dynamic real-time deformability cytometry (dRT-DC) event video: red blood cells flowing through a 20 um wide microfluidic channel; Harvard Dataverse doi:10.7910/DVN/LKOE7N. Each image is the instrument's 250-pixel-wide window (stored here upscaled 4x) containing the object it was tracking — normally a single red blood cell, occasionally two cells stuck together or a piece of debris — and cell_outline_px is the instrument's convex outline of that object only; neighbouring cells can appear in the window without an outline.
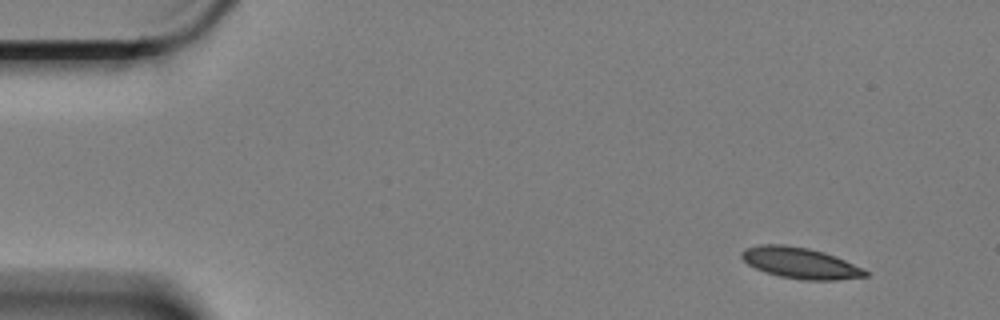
{"species": "Egyptian fruit bat (a non-hibernating species)", "species_latin": "Rousettus aegyptiacus", "temperature_condition": "cold", "stored_images_in_passage": 7, "camera_frame_rate_fps": 3000, "um_per_image_px": 0.085, "animal": {"sex": "female"}, "frame": {"image": 1, "passage_image": 1, "time_ms": 0.0, "image_size_px": [1000, 320], "cell_outline_px": [[868, 276], [836, 280], [804, 280], [780, 276], [764, 272], [748, 264], [740, 256], [740, 252], [744, 248], [760, 244], [784, 244], [808, 248], [824, 252], [836, 256], [868, 272]], "centroid_in_image_um": [67.97, 22.34], "position_along_channel_um": 17.0, "area_um2": 22.31}}
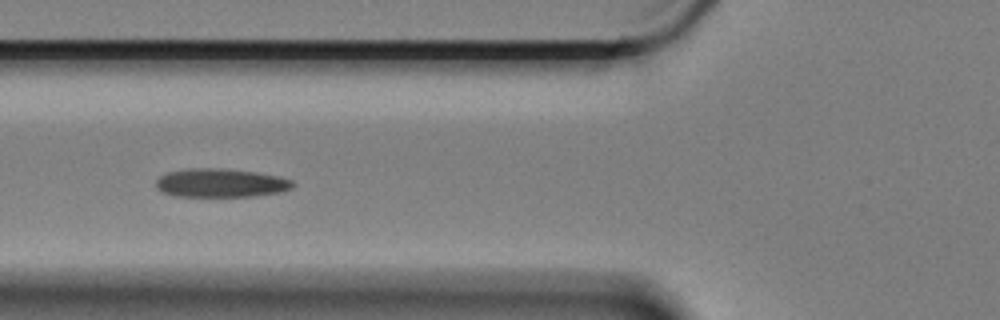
{"frame": {"image": 2, "passage_image": 6, "time_ms": 1.667, "image_size_px": [1000, 320], "cell_outline_px": [[296, 184], [292, 188], [284, 192], [252, 196], [172, 196], [160, 192], [156, 188], [156, 180], [160, 176], [168, 172], [188, 168], [224, 168], [256, 172], [280, 176], [292, 180]], "centroid_in_image_um": [18.78, 15.55], "position_along_channel_um": 107.0, "area_um2": 23.18}}
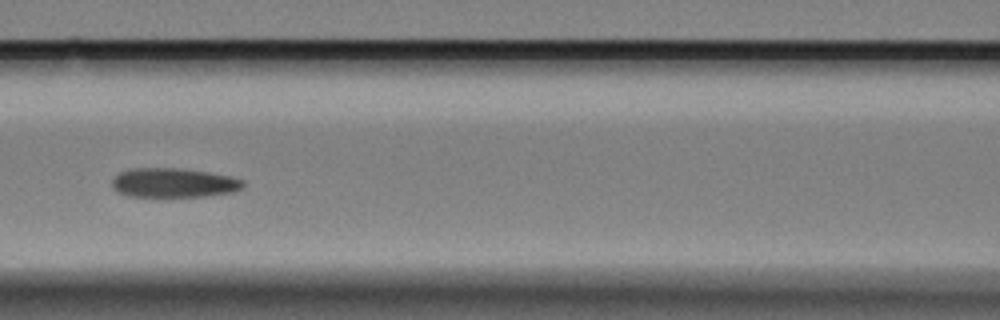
{"frame": {"image": 3, "passage_image": 7, "time_ms": 2.0, "image_size_px": [1000, 320], "cell_outline_px": [[244, 184], [240, 188], [232, 192], [204, 196], [128, 196], [116, 192], [112, 188], [112, 180], [120, 172], [132, 168], [176, 168], [204, 172], [228, 176], [244, 180]], "centroid_in_image_um": [14.7, 15.54], "position_along_channel_um": 151.9, "area_um2": 22.08}}